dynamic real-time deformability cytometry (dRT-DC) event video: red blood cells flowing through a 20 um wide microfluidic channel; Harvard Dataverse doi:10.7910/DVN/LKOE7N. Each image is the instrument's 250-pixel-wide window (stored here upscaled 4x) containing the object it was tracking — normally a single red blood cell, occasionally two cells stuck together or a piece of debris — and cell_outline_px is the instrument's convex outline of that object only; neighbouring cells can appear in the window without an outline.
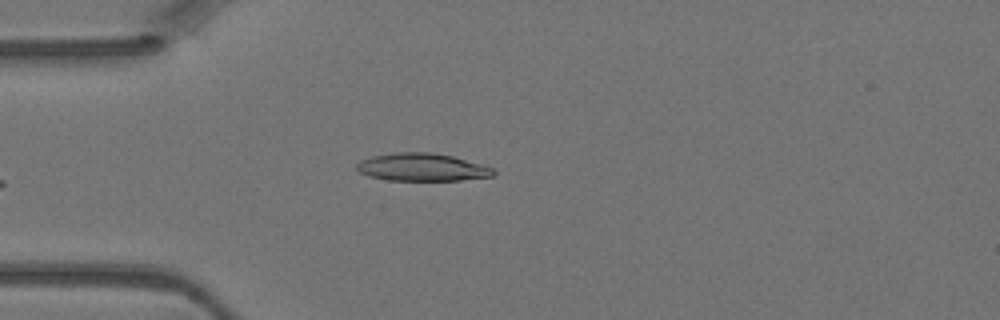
{"species": "Egyptian fruit bat (a non-hibernating species)", "species_latin": "Rousettus aegyptiacus", "temperature_condition": "warm", "stored_images_in_passage": 4, "camera_frame_rate_fps": 3000, "um_per_image_px": 0.085, "animal": {"sex": "female"}, "frame": {"image": 1, "passage_image": 4, "time_ms": 1.0, "image_size_px": [1000, 320], "cell_outline_px": [[496, 172], [492, 176], [460, 180], [388, 180], [372, 176], [360, 172], [356, 168], [356, 164], [360, 160], [372, 156], [396, 152], [432, 152], [452, 156], [484, 164], [492, 168]], "centroid_in_image_um": [35.89, 14.2], "position_along_channel_um": 49.1, "area_um2": 22.02}}